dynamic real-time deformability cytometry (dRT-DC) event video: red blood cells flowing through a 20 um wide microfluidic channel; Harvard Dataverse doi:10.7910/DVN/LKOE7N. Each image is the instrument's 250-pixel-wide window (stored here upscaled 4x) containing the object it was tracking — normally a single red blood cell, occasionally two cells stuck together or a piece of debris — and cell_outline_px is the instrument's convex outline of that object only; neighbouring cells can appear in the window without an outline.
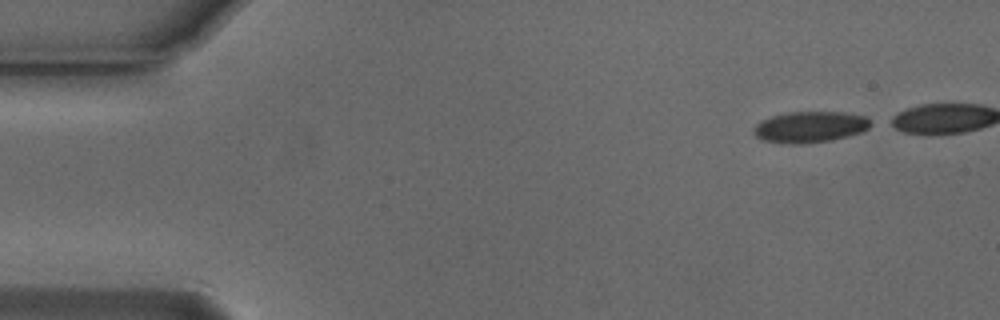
{"species": "Egyptian fruit bat (a non-hibernating species)", "species_latin": "Rousettus aegyptiacus", "temperature_condition": "cold", "stored_images_in_passage": 40, "camera_frame_rate_fps": 3000, "um_per_image_px": 0.085, "animal": {"sex": "male"}, "frame": {"image": 1, "passage_image": 1, "time_ms": 0.0, "image_size_px": [1000, 320], "cell_outline_px": [[876, 124], [860, 132], [848, 136], [832, 140], [804, 144], [788, 144], [764, 140], [756, 136], [752, 132], [756, 124], [760, 120], [772, 116], [788, 112], [844, 112], [864, 116]], "centroid_in_image_um": [68.87, 10.79], "position_along_channel_um": 16.1, "area_um2": 21.39}}
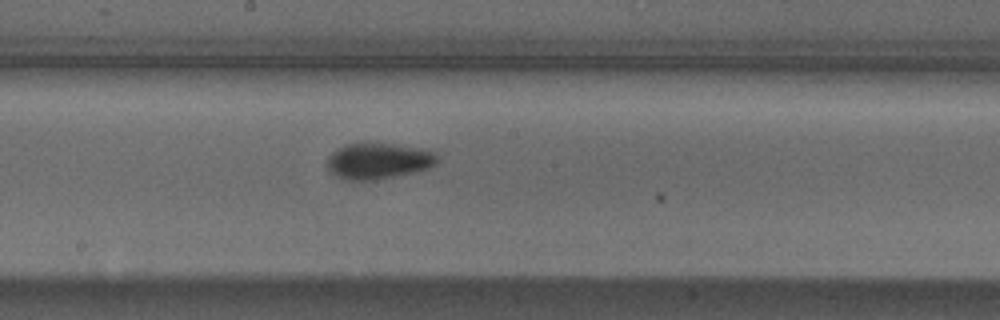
{"frame": {"image": 2, "passage_image": 25, "time_ms": 8.0, "image_size_px": [1000, 320], "cell_outline_px": [[436, 164], [428, 168], [392, 176], [368, 180], [348, 180], [336, 176], [328, 172], [328, 156], [332, 152], [356, 140], [392, 144], [436, 152]], "centroid_in_image_um": [32.08, 13.65], "position_along_channel_um": 216.1, "area_um2": 22.95}}
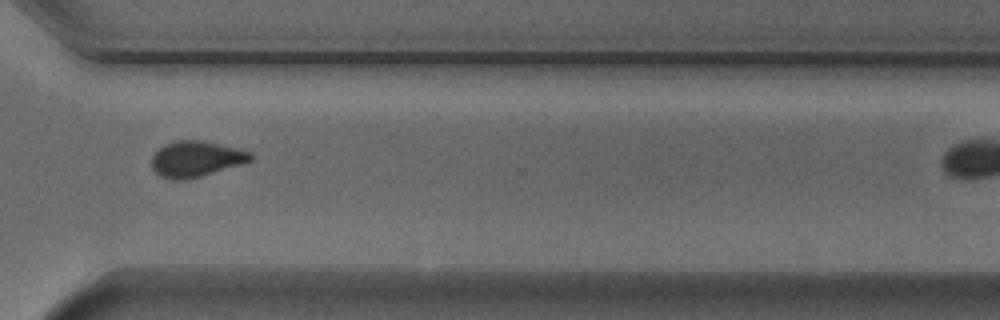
{"frame": {"image": 3, "passage_image": 36, "time_ms": 11.667, "image_size_px": [1000, 320], "cell_outline_px": [[252, 160], [240, 164], [200, 176], [184, 180], [172, 180], [160, 176], [152, 168], [152, 156], [164, 144], [176, 140], [204, 140], [252, 152]], "centroid_in_image_um": [16.64, 13.5], "position_along_channel_um": 354.0, "area_um2": 20.46}}